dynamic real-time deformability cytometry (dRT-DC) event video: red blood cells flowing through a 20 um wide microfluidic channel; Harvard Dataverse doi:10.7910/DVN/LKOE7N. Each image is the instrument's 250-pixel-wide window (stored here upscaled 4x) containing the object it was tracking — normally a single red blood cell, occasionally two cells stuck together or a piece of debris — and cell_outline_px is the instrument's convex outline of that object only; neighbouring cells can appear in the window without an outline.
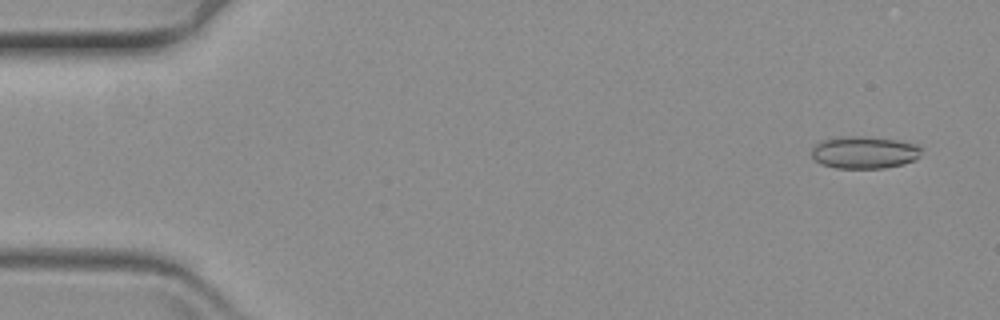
{"species": "common noctule bat (a hibernating species)", "species_latin": "Nyctalus noctula", "temperature_condition": "warm", "stored_images_in_passage": 60, "camera_frame_rate_fps": 3000, "um_per_image_px": 0.085, "animal": {"sex": "female", "body_mass_g": 19.3, "forearm_length_mm": 54.1}, "frame": {"image": 1, "passage_image": 4, "time_ms": 1.0, "image_size_px": [1000, 320], "cell_outline_px": [[920, 156], [904, 164], [884, 168], [836, 168], [820, 164], [812, 156], [812, 148], [816, 144], [824, 140], [844, 136], [864, 136], [896, 140], [916, 144], [920, 148]], "centroid_in_image_um": [73.45, 12.96], "position_along_channel_um": 11.5, "area_um2": 20.52}}
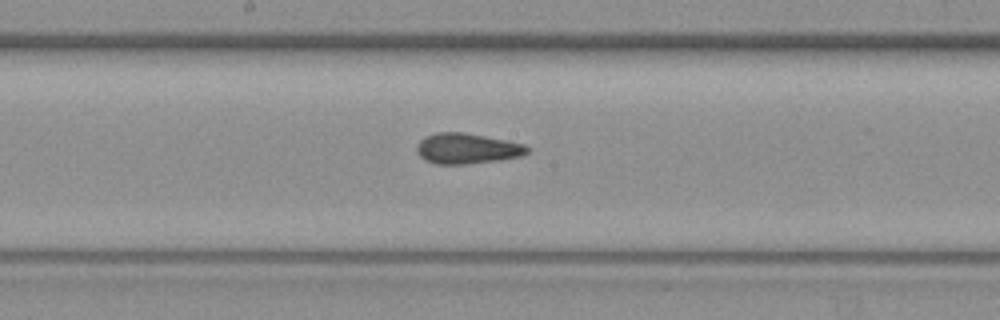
{"frame": {"image": 2, "passage_image": 33, "time_ms": 10.667, "image_size_px": [1000, 320], "cell_outline_px": [[532, 148], [528, 152], [520, 156], [500, 160], [464, 164], [436, 164], [424, 160], [416, 152], [416, 144], [424, 136], [436, 132], [464, 132], [524, 144]], "centroid_in_image_um": [39.66, 12.62], "position_along_channel_um": 208.5, "area_um2": 19.77}}
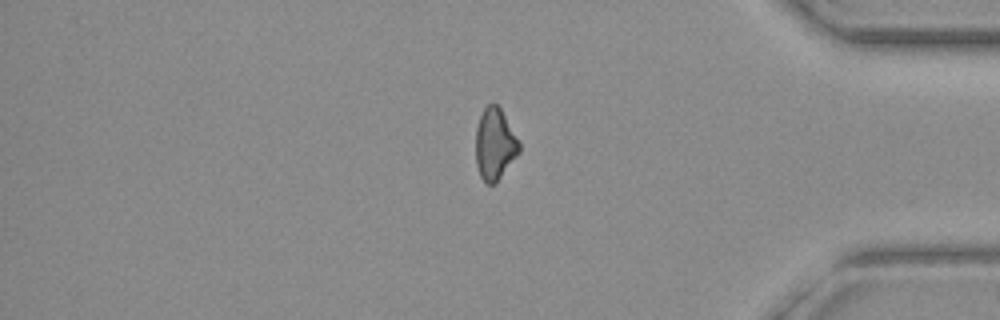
{"frame": {"image": 3, "passage_image": 52, "time_ms": 17.0, "image_size_px": [1000, 320], "cell_outline_px": [[520, 152], [496, 184], [488, 184], [480, 176], [476, 164], [476, 128], [480, 116], [484, 108], [488, 104], [496, 104], [500, 108], [520, 144]], "centroid_in_image_um": [42.05, 12.29], "position_along_channel_um": 393.1, "area_um2": 17.98}}